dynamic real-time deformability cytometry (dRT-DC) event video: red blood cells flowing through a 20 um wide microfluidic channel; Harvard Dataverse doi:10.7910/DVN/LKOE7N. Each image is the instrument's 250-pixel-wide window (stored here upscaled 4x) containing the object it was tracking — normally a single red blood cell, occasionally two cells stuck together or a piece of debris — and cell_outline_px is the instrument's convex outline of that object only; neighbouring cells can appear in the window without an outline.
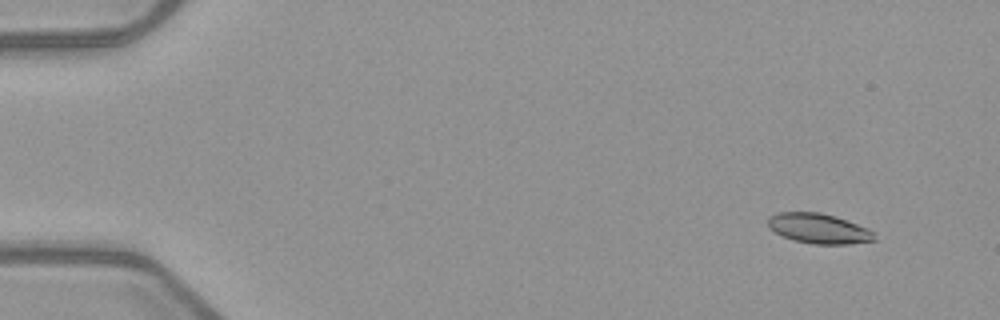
{"species": "common noctule bat (a hibernating species)", "species_latin": "Nyctalus noctula", "temperature_condition": "warm", "stored_images_in_passage": 53, "camera_frame_rate_fps": 3000, "um_per_image_px": 0.085, "animal": {"sex": "female", "body_mass_g": 21.9}, "frame": {"image": 1, "passage_image": 5, "time_ms": 1.333, "image_size_px": [1000, 320], "cell_outline_px": [[876, 240], [848, 244], [812, 244], [792, 240], [768, 228], [768, 216], [776, 212], [820, 212], [836, 216], [868, 228], [876, 232]], "centroid_in_image_um": [69.6, 19.42], "position_along_channel_um": 15.4, "area_um2": 18.84}}
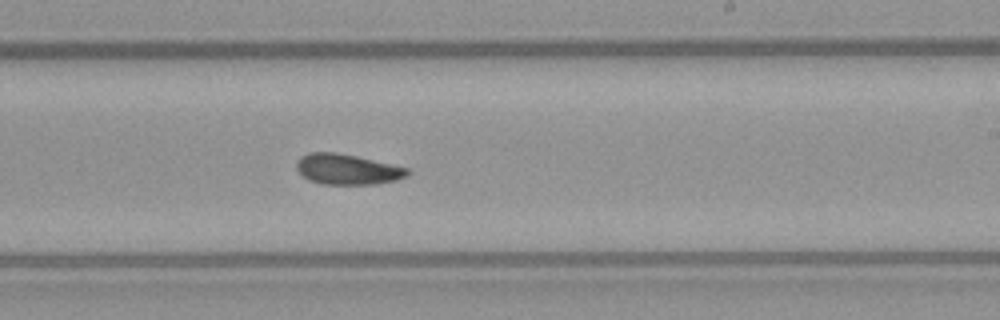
{"frame": {"image": 2, "passage_image": 33, "time_ms": 10.667, "image_size_px": [1000, 320], "cell_outline_px": [[412, 172], [408, 176], [396, 180], [376, 184], [324, 184], [308, 180], [296, 168], [296, 164], [300, 156], [308, 152], [336, 152], [356, 156], [408, 168]], "centroid_in_image_um": [29.53, 14.39], "position_along_channel_um": 259.5, "area_um2": 19.71}}
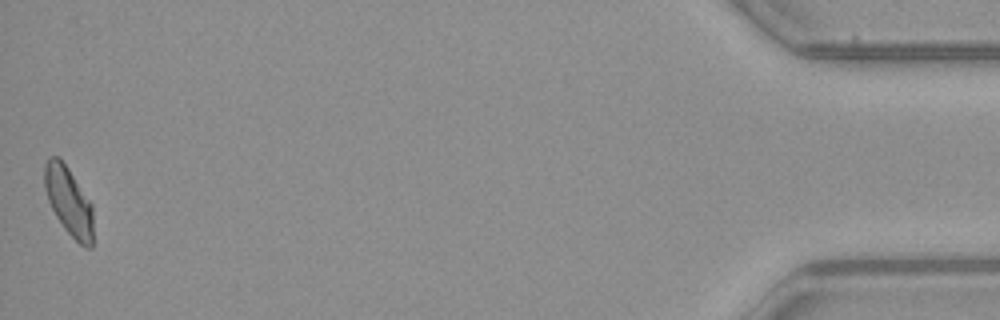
{"frame": {"image": 3, "passage_image": 53, "time_ms": 17.333, "image_size_px": [1000, 320], "cell_outline_px": [[92, 248], [84, 248], [64, 228], [56, 216], [48, 200], [44, 188], [44, 164], [48, 156], [60, 156], [92, 204]], "centroid_in_image_um": [5.82, 17.07], "position_along_channel_um": 429.4, "area_um2": 19.42}, "authors_computed_cell_mechanics": {"area_um2": 19.4786, "velocity_mm_per_s": 3.9672, "shape_relaxation_time_tau1_ms": null, "shape_relaxation_time_tau2_ms": 4.21, "deformation_change_tau1": null, "deformation_change_tau2": 0.104}}